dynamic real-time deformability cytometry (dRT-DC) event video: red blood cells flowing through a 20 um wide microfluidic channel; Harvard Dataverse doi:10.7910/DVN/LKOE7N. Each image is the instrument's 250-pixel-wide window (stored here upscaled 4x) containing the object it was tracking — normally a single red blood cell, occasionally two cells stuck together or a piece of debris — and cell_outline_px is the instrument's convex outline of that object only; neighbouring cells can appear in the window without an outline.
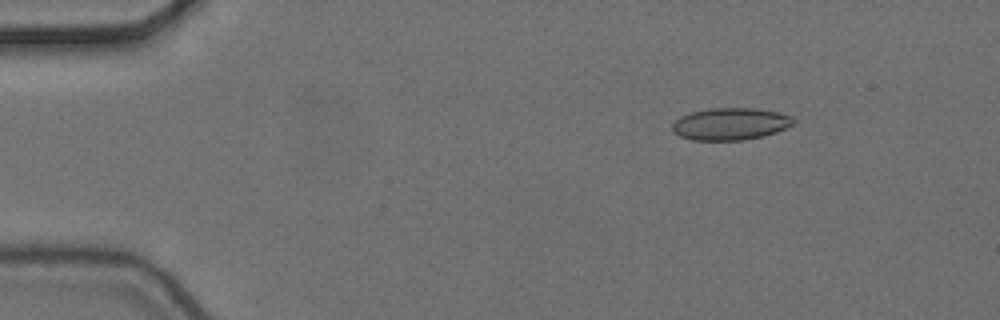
{"species": "common noctule bat (a hibernating species)", "species_latin": "Nyctalus noctula", "temperature_condition": "cold", "stored_images_in_passage": 5, "camera_frame_rate_fps": 3000, "um_per_image_px": 0.085, "animal": {"sex": "female", "body_mass_g": 24.6, "forearm_length_mm": 56.2}, "frame": {"image": 1, "passage_image": 2, "time_ms": 0.333, "image_size_px": [1000, 320], "cell_outline_px": [[796, 120], [792, 124], [776, 132], [764, 136], [744, 140], [692, 140], [680, 136], [672, 132], [672, 124], [680, 116], [692, 112], [712, 108], [756, 108], [776, 112], [792, 116]], "centroid_in_image_um": [62.07, 10.54], "position_along_channel_um": 22.9, "area_um2": 22.66}}
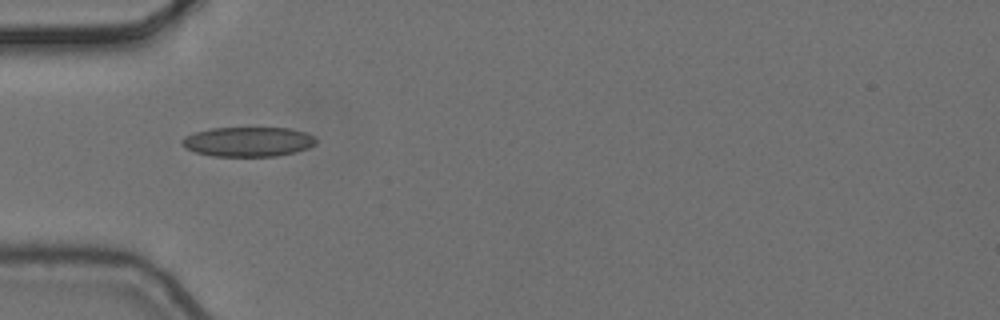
{"frame": {"image": 2, "passage_image": 5, "time_ms": 1.333, "image_size_px": [1000, 320], "cell_outline_px": [[316, 144], [308, 148], [296, 152], [276, 156], [212, 156], [196, 152], [184, 148], [180, 144], [180, 140], [184, 136], [196, 132], [212, 128], [288, 128], [304, 132], [312, 136], [316, 140]], "centroid_in_image_um": [21.05, 12.05], "position_along_channel_um": 64.0, "area_um2": 23.18}}